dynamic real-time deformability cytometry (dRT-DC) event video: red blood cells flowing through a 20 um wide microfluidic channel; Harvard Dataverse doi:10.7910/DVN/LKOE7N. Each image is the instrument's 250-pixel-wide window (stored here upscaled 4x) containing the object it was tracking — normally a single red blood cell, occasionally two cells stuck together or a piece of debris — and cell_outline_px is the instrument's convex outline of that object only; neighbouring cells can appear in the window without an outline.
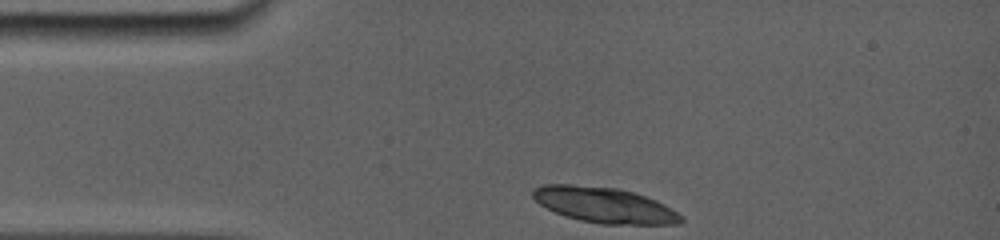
{"species": "common noctule bat (a hibernating species)", "species_latin": "Nyctalus noctula", "temperature_condition": "room temperature", "stored_images_in_passage": 5, "camera_frame_rate_fps": 5000, "um_per_image_px": 0.085, "animal": {"sex": "female", "body_mass_g": 19.0, "forearm_length_mm": 56.7}, "frame": {"image": 1, "passage_image": 1, "time_ms": 0.0, "image_size_px": [1000, 240], "cell_outline_px": [[684, 220], [680, 224], [600, 224], [580, 220], [556, 212], [540, 204], [532, 196], [532, 188], [544, 184], [572, 184], [620, 188], [636, 192], [656, 200], [664, 204], [684, 216]], "centroid_in_image_um": [51.41, 17.42], "position_along_channel_um": 33.6, "area_um2": 30.87}}